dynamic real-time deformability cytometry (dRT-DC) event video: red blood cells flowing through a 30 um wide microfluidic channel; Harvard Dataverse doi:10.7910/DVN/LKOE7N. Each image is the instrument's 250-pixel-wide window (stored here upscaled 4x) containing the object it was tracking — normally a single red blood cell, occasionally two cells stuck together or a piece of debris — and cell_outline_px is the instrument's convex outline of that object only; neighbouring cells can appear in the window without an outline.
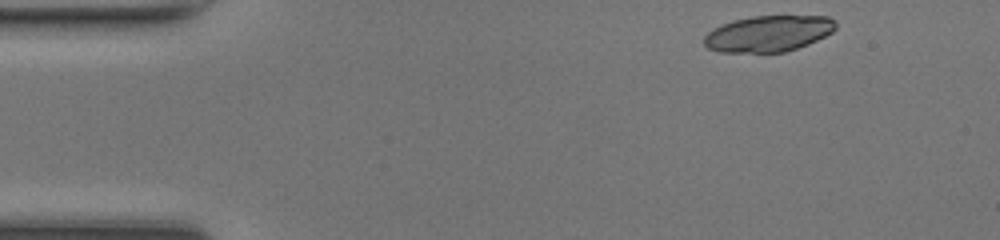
{"species": "common noctule bat (a hibernating species)", "species_latin": "Nyctalus noctula", "temperature_condition": "room temperature", "stored_images_in_passage": 43, "camera_frame_rate_fps": 3000, "um_per_image_px": 0.085, "animal": {"sex": "female", "body_mass_g": 17.0, "forearm_length_mm": 48.0}, "frame": {"image": 1, "passage_image": 1, "time_ms": 0.0, "image_size_px": [1000, 240], "cell_outline_px": [[836, 28], [832, 32], [808, 44], [784, 52], [720, 52], [708, 48], [704, 44], [704, 36], [708, 32], [732, 20], [752, 16], [828, 16], [836, 20]], "centroid_in_image_um": [65.33, 2.85], "position_along_channel_um": 19.7, "area_um2": 27.57}}